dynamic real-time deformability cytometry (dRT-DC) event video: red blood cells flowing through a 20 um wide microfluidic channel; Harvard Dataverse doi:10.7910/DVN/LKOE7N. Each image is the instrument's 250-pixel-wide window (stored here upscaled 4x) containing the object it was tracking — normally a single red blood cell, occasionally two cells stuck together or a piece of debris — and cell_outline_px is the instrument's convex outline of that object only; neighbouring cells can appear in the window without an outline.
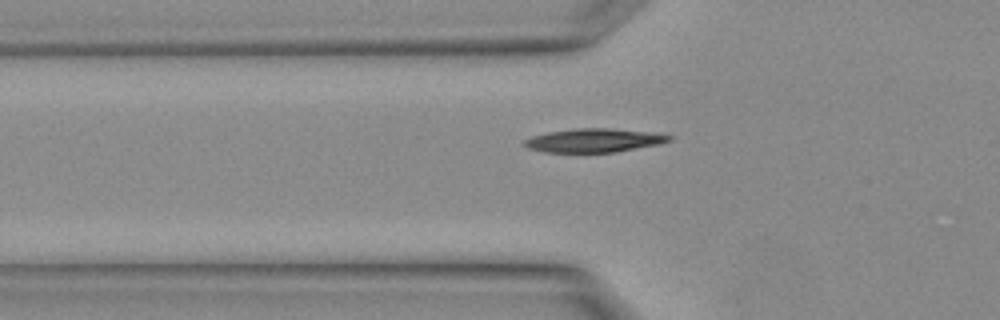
{"species": "Egyptian fruit bat (a non-hibernating species)", "species_latin": "Rousettus aegyptiacus", "temperature_condition": "warm", "stored_images_in_passage": 4, "camera_frame_rate_fps": 3000, "um_per_image_px": 0.085, "animal": {"sex": "female"}, "frame": {"image": 1, "passage_image": 4, "time_ms": 1.0, "image_size_px": [1000, 320], "cell_outline_px": [[672, 140], [660, 144], [616, 152], [544, 152], [528, 148], [524, 144], [524, 140], [532, 136], [548, 132], [576, 128], [608, 128], [644, 132], [672, 136]], "centroid_in_image_um": [50.46, 11.94], "position_along_channel_um": 75.3, "area_um2": 19.71}}